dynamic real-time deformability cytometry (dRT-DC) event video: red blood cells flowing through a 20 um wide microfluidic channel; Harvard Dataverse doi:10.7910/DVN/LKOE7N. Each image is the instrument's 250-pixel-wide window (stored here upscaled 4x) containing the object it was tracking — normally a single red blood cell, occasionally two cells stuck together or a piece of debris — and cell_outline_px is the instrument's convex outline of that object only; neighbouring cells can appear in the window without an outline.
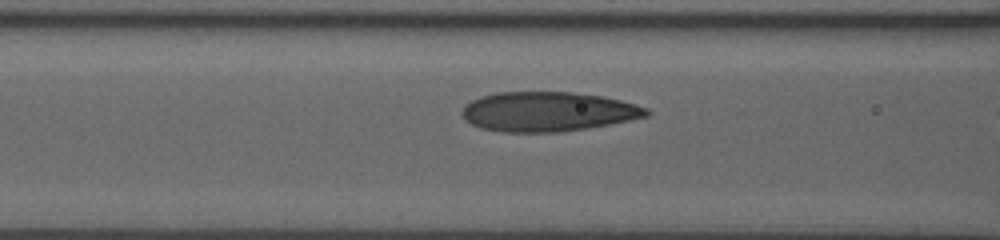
{"species": "human", "species_latin": "Homo sapiens", "temperature_condition": "room temperature", "stored_images_in_passage": 15, "camera_frame_rate_fps": 3000, "um_per_image_px": 0.085, "donor": {"sex": "male"}, "frame": {"image": 1, "passage_image": 13, "time_ms": 4.0, "image_size_px": [1000, 240], "cell_outline_px": [[652, 112], [648, 116], [608, 124], [584, 128], [556, 132], [500, 132], [480, 128], [464, 120], [460, 112], [464, 104], [480, 96], [496, 92], [572, 92], [604, 96], [636, 104], [648, 108]], "centroid_in_image_um": [46.52, 9.48], "position_along_channel_um": 120.1, "area_um2": 42.71}}